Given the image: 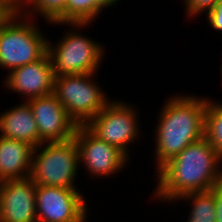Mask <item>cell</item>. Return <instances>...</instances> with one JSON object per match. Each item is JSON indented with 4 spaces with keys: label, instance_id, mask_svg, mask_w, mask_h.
Returning a JSON list of instances; mask_svg holds the SVG:
<instances>
[{
    "label": "cell",
    "instance_id": "23",
    "mask_svg": "<svg viewBox=\"0 0 222 222\" xmlns=\"http://www.w3.org/2000/svg\"><path fill=\"white\" fill-rule=\"evenodd\" d=\"M0 2H18V0H0Z\"/></svg>",
    "mask_w": 222,
    "mask_h": 222
},
{
    "label": "cell",
    "instance_id": "6",
    "mask_svg": "<svg viewBox=\"0 0 222 222\" xmlns=\"http://www.w3.org/2000/svg\"><path fill=\"white\" fill-rule=\"evenodd\" d=\"M96 74L55 77L53 94L77 126H85L112 100L96 82Z\"/></svg>",
    "mask_w": 222,
    "mask_h": 222
},
{
    "label": "cell",
    "instance_id": "2",
    "mask_svg": "<svg viewBox=\"0 0 222 222\" xmlns=\"http://www.w3.org/2000/svg\"><path fill=\"white\" fill-rule=\"evenodd\" d=\"M208 97L172 94L157 115L153 136L155 172L191 143L204 137Z\"/></svg>",
    "mask_w": 222,
    "mask_h": 222
},
{
    "label": "cell",
    "instance_id": "18",
    "mask_svg": "<svg viewBox=\"0 0 222 222\" xmlns=\"http://www.w3.org/2000/svg\"><path fill=\"white\" fill-rule=\"evenodd\" d=\"M204 137L222 158V100L215 101L210 96L205 111Z\"/></svg>",
    "mask_w": 222,
    "mask_h": 222
},
{
    "label": "cell",
    "instance_id": "21",
    "mask_svg": "<svg viewBox=\"0 0 222 222\" xmlns=\"http://www.w3.org/2000/svg\"><path fill=\"white\" fill-rule=\"evenodd\" d=\"M18 11V2H0V29Z\"/></svg>",
    "mask_w": 222,
    "mask_h": 222
},
{
    "label": "cell",
    "instance_id": "15",
    "mask_svg": "<svg viewBox=\"0 0 222 222\" xmlns=\"http://www.w3.org/2000/svg\"><path fill=\"white\" fill-rule=\"evenodd\" d=\"M67 0H18V11L30 18L41 16L45 23H66Z\"/></svg>",
    "mask_w": 222,
    "mask_h": 222
},
{
    "label": "cell",
    "instance_id": "9",
    "mask_svg": "<svg viewBox=\"0 0 222 222\" xmlns=\"http://www.w3.org/2000/svg\"><path fill=\"white\" fill-rule=\"evenodd\" d=\"M78 188L36 185L38 222H87V198Z\"/></svg>",
    "mask_w": 222,
    "mask_h": 222
},
{
    "label": "cell",
    "instance_id": "7",
    "mask_svg": "<svg viewBox=\"0 0 222 222\" xmlns=\"http://www.w3.org/2000/svg\"><path fill=\"white\" fill-rule=\"evenodd\" d=\"M136 107L122 99H112L85 127L100 140L117 147L130 159V152H133L130 146L136 144L140 136L144 137L138 119L140 113Z\"/></svg>",
    "mask_w": 222,
    "mask_h": 222
},
{
    "label": "cell",
    "instance_id": "1",
    "mask_svg": "<svg viewBox=\"0 0 222 222\" xmlns=\"http://www.w3.org/2000/svg\"><path fill=\"white\" fill-rule=\"evenodd\" d=\"M155 176L152 201L172 205L185 194L208 191L222 182V158L203 137L167 161Z\"/></svg>",
    "mask_w": 222,
    "mask_h": 222
},
{
    "label": "cell",
    "instance_id": "4",
    "mask_svg": "<svg viewBox=\"0 0 222 222\" xmlns=\"http://www.w3.org/2000/svg\"><path fill=\"white\" fill-rule=\"evenodd\" d=\"M35 20L17 11L0 29V68L7 74L48 52V37Z\"/></svg>",
    "mask_w": 222,
    "mask_h": 222
},
{
    "label": "cell",
    "instance_id": "12",
    "mask_svg": "<svg viewBox=\"0 0 222 222\" xmlns=\"http://www.w3.org/2000/svg\"><path fill=\"white\" fill-rule=\"evenodd\" d=\"M36 184L26 179L0 182L1 222H37Z\"/></svg>",
    "mask_w": 222,
    "mask_h": 222
},
{
    "label": "cell",
    "instance_id": "22",
    "mask_svg": "<svg viewBox=\"0 0 222 222\" xmlns=\"http://www.w3.org/2000/svg\"><path fill=\"white\" fill-rule=\"evenodd\" d=\"M216 222H222V182L215 186Z\"/></svg>",
    "mask_w": 222,
    "mask_h": 222
},
{
    "label": "cell",
    "instance_id": "11",
    "mask_svg": "<svg viewBox=\"0 0 222 222\" xmlns=\"http://www.w3.org/2000/svg\"><path fill=\"white\" fill-rule=\"evenodd\" d=\"M30 105L39 133V145L43 142L66 141L74 137L77 124L52 93L27 101Z\"/></svg>",
    "mask_w": 222,
    "mask_h": 222
},
{
    "label": "cell",
    "instance_id": "13",
    "mask_svg": "<svg viewBox=\"0 0 222 222\" xmlns=\"http://www.w3.org/2000/svg\"><path fill=\"white\" fill-rule=\"evenodd\" d=\"M0 112V136L39 146V133L33 111L27 102H21Z\"/></svg>",
    "mask_w": 222,
    "mask_h": 222
},
{
    "label": "cell",
    "instance_id": "16",
    "mask_svg": "<svg viewBox=\"0 0 222 222\" xmlns=\"http://www.w3.org/2000/svg\"><path fill=\"white\" fill-rule=\"evenodd\" d=\"M180 200L189 201L191 208L185 222H216L215 187L208 191L185 194L174 203Z\"/></svg>",
    "mask_w": 222,
    "mask_h": 222
},
{
    "label": "cell",
    "instance_id": "5",
    "mask_svg": "<svg viewBox=\"0 0 222 222\" xmlns=\"http://www.w3.org/2000/svg\"><path fill=\"white\" fill-rule=\"evenodd\" d=\"M79 155L74 137L43 142L33 149L30 179L40 186L79 188Z\"/></svg>",
    "mask_w": 222,
    "mask_h": 222
},
{
    "label": "cell",
    "instance_id": "17",
    "mask_svg": "<svg viewBox=\"0 0 222 222\" xmlns=\"http://www.w3.org/2000/svg\"><path fill=\"white\" fill-rule=\"evenodd\" d=\"M114 6L111 0H67L66 23H95L105 8Z\"/></svg>",
    "mask_w": 222,
    "mask_h": 222
},
{
    "label": "cell",
    "instance_id": "25",
    "mask_svg": "<svg viewBox=\"0 0 222 222\" xmlns=\"http://www.w3.org/2000/svg\"><path fill=\"white\" fill-rule=\"evenodd\" d=\"M221 61H222V59H221ZM219 68H220V69H219V70H220L219 72L221 73V76H222V64H221V67H219ZM221 84H222V80H221Z\"/></svg>",
    "mask_w": 222,
    "mask_h": 222
},
{
    "label": "cell",
    "instance_id": "8",
    "mask_svg": "<svg viewBox=\"0 0 222 222\" xmlns=\"http://www.w3.org/2000/svg\"><path fill=\"white\" fill-rule=\"evenodd\" d=\"M74 140L78 148L79 164L91 177L111 178L130 165L129 158L114 145L100 140L85 126H77ZM117 173V174H116Z\"/></svg>",
    "mask_w": 222,
    "mask_h": 222
},
{
    "label": "cell",
    "instance_id": "3",
    "mask_svg": "<svg viewBox=\"0 0 222 222\" xmlns=\"http://www.w3.org/2000/svg\"><path fill=\"white\" fill-rule=\"evenodd\" d=\"M53 24V25H52ZM51 26L65 25L66 32L58 42L48 38V53L52 60L55 77L73 74L97 73L105 58L106 47L100 41L83 34L93 23H51ZM82 33V34H81ZM55 44V45H54Z\"/></svg>",
    "mask_w": 222,
    "mask_h": 222
},
{
    "label": "cell",
    "instance_id": "19",
    "mask_svg": "<svg viewBox=\"0 0 222 222\" xmlns=\"http://www.w3.org/2000/svg\"><path fill=\"white\" fill-rule=\"evenodd\" d=\"M184 12L187 20L200 17L203 13L207 16L216 6L219 0H183Z\"/></svg>",
    "mask_w": 222,
    "mask_h": 222
},
{
    "label": "cell",
    "instance_id": "24",
    "mask_svg": "<svg viewBox=\"0 0 222 222\" xmlns=\"http://www.w3.org/2000/svg\"><path fill=\"white\" fill-rule=\"evenodd\" d=\"M115 5H118L119 4V0H111ZM118 3V4H117Z\"/></svg>",
    "mask_w": 222,
    "mask_h": 222
},
{
    "label": "cell",
    "instance_id": "20",
    "mask_svg": "<svg viewBox=\"0 0 222 222\" xmlns=\"http://www.w3.org/2000/svg\"><path fill=\"white\" fill-rule=\"evenodd\" d=\"M215 32L222 33V0H219L214 9L205 18Z\"/></svg>",
    "mask_w": 222,
    "mask_h": 222
},
{
    "label": "cell",
    "instance_id": "10",
    "mask_svg": "<svg viewBox=\"0 0 222 222\" xmlns=\"http://www.w3.org/2000/svg\"><path fill=\"white\" fill-rule=\"evenodd\" d=\"M55 74L52 60L47 52L41 59L20 66L9 72L3 81L4 89L17 93L27 102L53 93Z\"/></svg>",
    "mask_w": 222,
    "mask_h": 222
},
{
    "label": "cell",
    "instance_id": "14",
    "mask_svg": "<svg viewBox=\"0 0 222 222\" xmlns=\"http://www.w3.org/2000/svg\"><path fill=\"white\" fill-rule=\"evenodd\" d=\"M34 147L0 136V182L30 177Z\"/></svg>",
    "mask_w": 222,
    "mask_h": 222
}]
</instances>
